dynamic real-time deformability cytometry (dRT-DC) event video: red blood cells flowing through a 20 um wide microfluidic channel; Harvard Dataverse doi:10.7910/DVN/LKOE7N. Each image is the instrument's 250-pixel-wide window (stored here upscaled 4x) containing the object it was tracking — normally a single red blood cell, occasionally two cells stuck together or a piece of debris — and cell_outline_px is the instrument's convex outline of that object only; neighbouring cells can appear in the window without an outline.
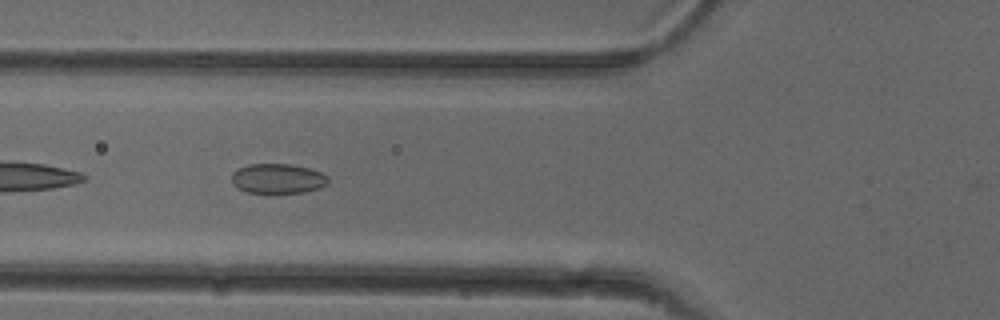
{"species": "common noctule bat (a hibernating species)", "species_latin": "Nyctalus noctula", "temperature_condition": "cold", "stored_images_in_passage": 37, "camera_frame_rate_fps": 3000, "um_per_image_px": 0.085, "animal": {"sex": "female"}, "frame": {"image": 1, "passage_image": 4, "time_ms": 1.0, "image_size_px": [1000, 320], "cell_outline_px": [[328, 184], [320, 188], [304, 192], [248, 192], [236, 188], [232, 184], [232, 172], [248, 164], [288, 164], [308, 168], [320, 172], [328, 176]], "centroid_in_image_um": [23.6, 15.18], "position_along_channel_um": 102.2, "area_um2": 16.65}}
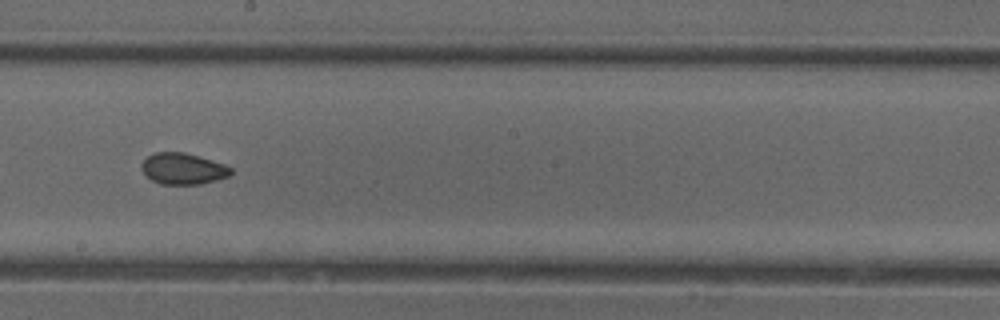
{"frame": {"image": 2, "passage_image": 14, "time_ms": 4.333, "image_size_px": [1000, 320], "cell_outline_px": [[232, 172], [228, 176], [216, 180], [200, 184], [160, 184], [152, 180], [140, 168], [140, 164], [148, 156], [156, 152], [184, 152], [212, 160], [224, 164], [232, 168]], "centroid_in_image_um": [15.55, 14.34], "position_along_channel_um": 232.7, "area_um2": 16.18}}
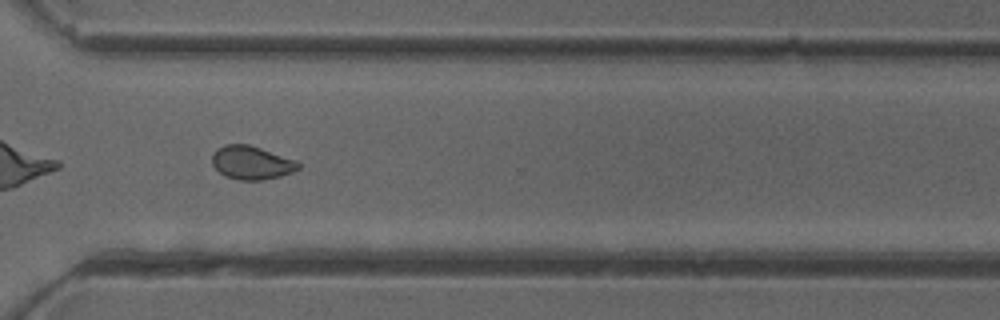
{"frame": {"image": 3, "passage_image": 23, "time_ms": 7.333, "image_size_px": [1000, 320], "cell_outline_px": [[300, 168], [292, 172], [280, 176], [260, 180], [236, 180], [224, 176], [212, 164], [212, 156], [216, 148], [224, 144], [248, 144], [296, 160], [300, 164]], "centroid_in_image_um": [21.36, 13.83], "position_along_channel_um": 349.2, "area_um2": 16.82}, "authors_computed_cell_mechanics": {"area_um2": 16.7042, "velocity_mm_per_s": 3.9016, "shape_relaxation_time_tau1_ms": null, "shape_relaxation_time_tau2_ms": 1.7905, "deformation_change_tau1": null, "deformation_change_tau2": 0.0593}}